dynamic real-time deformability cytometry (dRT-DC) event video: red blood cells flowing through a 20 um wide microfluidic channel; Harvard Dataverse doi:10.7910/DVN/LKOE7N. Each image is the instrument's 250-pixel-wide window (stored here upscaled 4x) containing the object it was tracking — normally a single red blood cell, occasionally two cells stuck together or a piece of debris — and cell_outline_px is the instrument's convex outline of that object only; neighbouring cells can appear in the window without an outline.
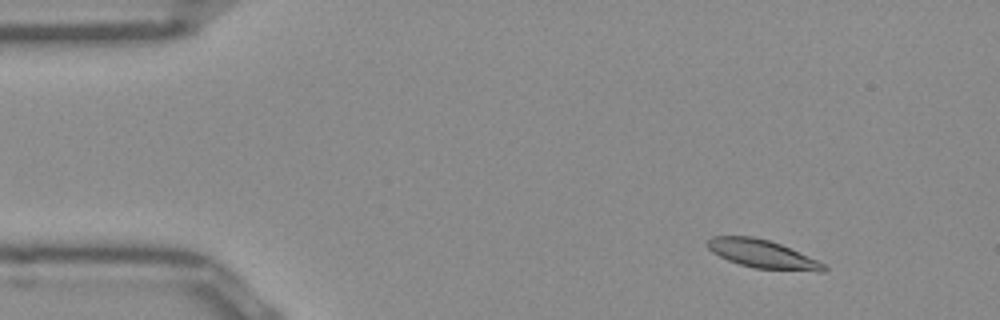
{"species": "Egyptian fruit bat (a non-hibernating species)", "species_latin": "Rousettus aegyptiacus", "temperature_condition": "room temperature", "stored_images_in_passage": 48, "camera_frame_rate_fps": 3000, "um_per_image_px": 0.085, "frame": {"image": 1, "passage_image": 2, "time_ms": 0.333, "image_size_px": [1000, 320], "cell_outline_px": [[828, 268], [824, 272], [820, 272], [756, 268], [740, 264], [728, 260], [712, 252], [708, 248], [708, 240], [712, 236], [752, 236], [768, 240], [780, 244], [816, 260], [824, 264]], "centroid_in_image_um": [64.8, 21.59], "position_along_channel_um": 20.2, "area_um2": 18.84}}
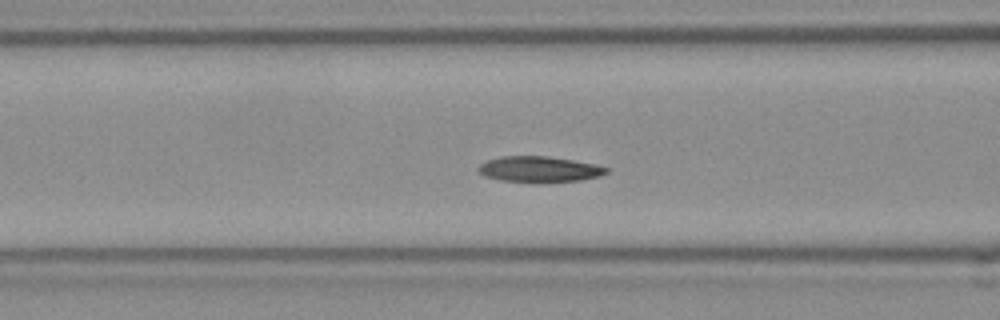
{"frame": {"image": 2, "passage_image": 16, "time_ms": 5.0, "image_size_px": [1000, 320], "cell_outline_px": [[608, 172], [600, 176], [580, 180], [500, 180], [484, 176], [476, 168], [480, 164], [488, 160], [500, 156], [548, 156], [596, 164], [608, 168]], "centroid_in_image_um": [45.83, 14.34], "position_along_channel_um": 120.8, "area_um2": 18.5}}
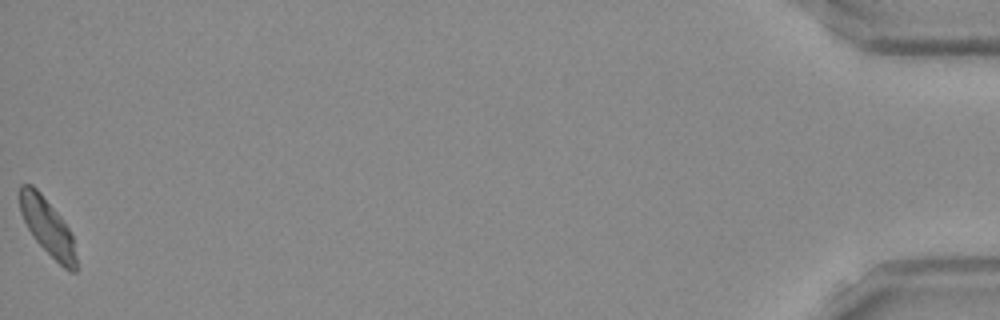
{"frame": {"image": 3, "passage_image": 48, "time_ms": 15.667, "image_size_px": [1000, 320], "cell_outline_px": [[76, 272], [72, 272], [64, 268], [36, 240], [28, 228], [20, 212], [20, 184], [32, 184], [40, 192], [60, 216], [68, 228], [72, 236], [76, 256]], "centroid_in_image_um": [4.03, 19.27], "position_along_channel_um": 431.2, "area_um2": 18.15}, "authors_computed_cell_mechanics": {"area_um2": 19.074, "velocity_mm_per_s": 3.889, "shape_relaxation_time_tau1_ms": 3.3083, "shape_relaxation_time_tau2_ms": 2.1087, "deformation_change_tau1": 0.1212, "deformation_change_tau2": 0.0701}}